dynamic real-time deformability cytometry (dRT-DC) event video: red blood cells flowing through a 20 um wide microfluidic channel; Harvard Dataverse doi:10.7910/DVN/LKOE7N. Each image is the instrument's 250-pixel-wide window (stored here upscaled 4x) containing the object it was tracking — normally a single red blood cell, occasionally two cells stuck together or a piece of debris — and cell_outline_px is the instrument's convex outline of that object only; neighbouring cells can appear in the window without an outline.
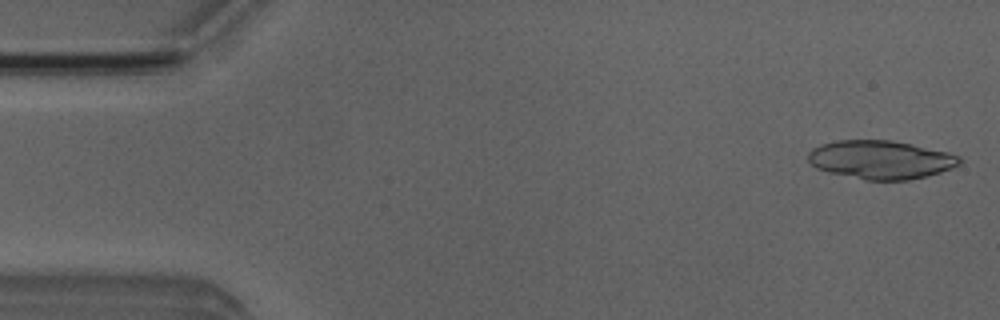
{"species": "Egyptian fruit bat (a non-hibernating species)", "species_latin": "Rousettus aegyptiacus", "temperature_condition": "room temperature", "stored_images_in_passage": 6, "camera_frame_rate_fps": 3000, "um_per_image_px": 0.085, "animal": {"sex": "male"}, "frame": {"image": 1, "passage_image": 1, "time_ms": 0.0, "image_size_px": [1000, 320], "cell_outline_px": [[964, 160], [960, 164], [952, 168], [940, 172], [908, 180], [864, 180], [828, 172], [816, 168], [808, 160], [808, 152], [812, 148], [820, 144], [836, 140], [892, 140], [912, 144], [948, 152], [960, 156]], "centroid_in_image_um": [74.86, 13.57], "position_along_channel_um": 10.1, "area_um2": 34.16}}